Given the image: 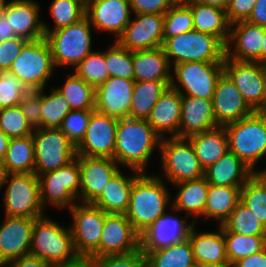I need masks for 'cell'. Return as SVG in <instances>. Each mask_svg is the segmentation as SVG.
<instances>
[{"instance_id": "6da1fadb", "label": "cell", "mask_w": 266, "mask_h": 267, "mask_svg": "<svg viewBox=\"0 0 266 267\" xmlns=\"http://www.w3.org/2000/svg\"><path fill=\"white\" fill-rule=\"evenodd\" d=\"M161 137L145 119H118L114 160L131 170L145 172V167L155 147H160Z\"/></svg>"}, {"instance_id": "7a4b0ae2", "label": "cell", "mask_w": 266, "mask_h": 267, "mask_svg": "<svg viewBox=\"0 0 266 267\" xmlns=\"http://www.w3.org/2000/svg\"><path fill=\"white\" fill-rule=\"evenodd\" d=\"M161 177L142 172L134 181L125 216L141 235L166 213L171 194Z\"/></svg>"}, {"instance_id": "3957f363", "label": "cell", "mask_w": 266, "mask_h": 267, "mask_svg": "<svg viewBox=\"0 0 266 267\" xmlns=\"http://www.w3.org/2000/svg\"><path fill=\"white\" fill-rule=\"evenodd\" d=\"M29 254L51 266L71 265L81 260L74 247L71 228L66 229L46 215L34 221Z\"/></svg>"}, {"instance_id": "277c9868", "label": "cell", "mask_w": 266, "mask_h": 267, "mask_svg": "<svg viewBox=\"0 0 266 267\" xmlns=\"http://www.w3.org/2000/svg\"><path fill=\"white\" fill-rule=\"evenodd\" d=\"M229 151L234 153L254 173L255 165L266 156V115L254 111L236 122L224 125Z\"/></svg>"}, {"instance_id": "5b68a950", "label": "cell", "mask_w": 266, "mask_h": 267, "mask_svg": "<svg viewBox=\"0 0 266 267\" xmlns=\"http://www.w3.org/2000/svg\"><path fill=\"white\" fill-rule=\"evenodd\" d=\"M162 47L172 66L187 62H224L226 56V46L217 37L195 30L166 39Z\"/></svg>"}, {"instance_id": "8992f818", "label": "cell", "mask_w": 266, "mask_h": 267, "mask_svg": "<svg viewBox=\"0 0 266 267\" xmlns=\"http://www.w3.org/2000/svg\"><path fill=\"white\" fill-rule=\"evenodd\" d=\"M87 16L78 22L55 31L47 32L45 38L51 48L55 67H76L92 53V25Z\"/></svg>"}, {"instance_id": "52a82bcc", "label": "cell", "mask_w": 266, "mask_h": 267, "mask_svg": "<svg viewBox=\"0 0 266 267\" xmlns=\"http://www.w3.org/2000/svg\"><path fill=\"white\" fill-rule=\"evenodd\" d=\"M54 67L51 48L46 38H42L28 41L9 71L19 77L29 91H39L45 88Z\"/></svg>"}, {"instance_id": "ba28073f", "label": "cell", "mask_w": 266, "mask_h": 267, "mask_svg": "<svg viewBox=\"0 0 266 267\" xmlns=\"http://www.w3.org/2000/svg\"><path fill=\"white\" fill-rule=\"evenodd\" d=\"M35 174L55 171L77 157L76 146L60 128H38L32 134Z\"/></svg>"}, {"instance_id": "9c48e42d", "label": "cell", "mask_w": 266, "mask_h": 267, "mask_svg": "<svg viewBox=\"0 0 266 267\" xmlns=\"http://www.w3.org/2000/svg\"><path fill=\"white\" fill-rule=\"evenodd\" d=\"M159 149L164 176L173 185L205 175V170L187 137L161 138Z\"/></svg>"}, {"instance_id": "30bf717a", "label": "cell", "mask_w": 266, "mask_h": 267, "mask_svg": "<svg viewBox=\"0 0 266 267\" xmlns=\"http://www.w3.org/2000/svg\"><path fill=\"white\" fill-rule=\"evenodd\" d=\"M69 211L73 219L70 228L77 254L81 259L99 258L100 239L107 213L87 203H76Z\"/></svg>"}, {"instance_id": "8fae6325", "label": "cell", "mask_w": 266, "mask_h": 267, "mask_svg": "<svg viewBox=\"0 0 266 267\" xmlns=\"http://www.w3.org/2000/svg\"><path fill=\"white\" fill-rule=\"evenodd\" d=\"M6 182L9 183L3 199L5 216L40 218L45 215L39 177L35 173L8 174Z\"/></svg>"}, {"instance_id": "7c38bea8", "label": "cell", "mask_w": 266, "mask_h": 267, "mask_svg": "<svg viewBox=\"0 0 266 267\" xmlns=\"http://www.w3.org/2000/svg\"><path fill=\"white\" fill-rule=\"evenodd\" d=\"M170 86L181 95L211 99L217 82L224 73V62H187L173 65ZM175 76V77H174ZM177 77V78H176ZM180 83L181 86L177 85Z\"/></svg>"}, {"instance_id": "4fadbf2b", "label": "cell", "mask_w": 266, "mask_h": 267, "mask_svg": "<svg viewBox=\"0 0 266 267\" xmlns=\"http://www.w3.org/2000/svg\"><path fill=\"white\" fill-rule=\"evenodd\" d=\"M40 201L45 205L52 204L57 208H72L80 194V168L78 156L66 166L55 171L39 175Z\"/></svg>"}, {"instance_id": "5bb4252c", "label": "cell", "mask_w": 266, "mask_h": 267, "mask_svg": "<svg viewBox=\"0 0 266 267\" xmlns=\"http://www.w3.org/2000/svg\"><path fill=\"white\" fill-rule=\"evenodd\" d=\"M224 73L238 88L253 111H260L266 95V65L224 58Z\"/></svg>"}, {"instance_id": "9a60e30c", "label": "cell", "mask_w": 266, "mask_h": 267, "mask_svg": "<svg viewBox=\"0 0 266 267\" xmlns=\"http://www.w3.org/2000/svg\"><path fill=\"white\" fill-rule=\"evenodd\" d=\"M117 124V118L92 111L85 135L76 146L77 156L114 159Z\"/></svg>"}, {"instance_id": "2e32d148", "label": "cell", "mask_w": 266, "mask_h": 267, "mask_svg": "<svg viewBox=\"0 0 266 267\" xmlns=\"http://www.w3.org/2000/svg\"><path fill=\"white\" fill-rule=\"evenodd\" d=\"M141 248V235L125 214H106L99 245V258L129 254Z\"/></svg>"}, {"instance_id": "e0dca14e", "label": "cell", "mask_w": 266, "mask_h": 267, "mask_svg": "<svg viewBox=\"0 0 266 267\" xmlns=\"http://www.w3.org/2000/svg\"><path fill=\"white\" fill-rule=\"evenodd\" d=\"M135 17L115 40L130 51L162 47L164 15L135 14Z\"/></svg>"}, {"instance_id": "ac0fdd59", "label": "cell", "mask_w": 266, "mask_h": 267, "mask_svg": "<svg viewBox=\"0 0 266 267\" xmlns=\"http://www.w3.org/2000/svg\"><path fill=\"white\" fill-rule=\"evenodd\" d=\"M78 163L81 176L79 199L82 203L92 204L120 170V165L109 157L78 156Z\"/></svg>"}, {"instance_id": "d6986e66", "label": "cell", "mask_w": 266, "mask_h": 267, "mask_svg": "<svg viewBox=\"0 0 266 267\" xmlns=\"http://www.w3.org/2000/svg\"><path fill=\"white\" fill-rule=\"evenodd\" d=\"M0 226V267L30 253L36 218L8 217Z\"/></svg>"}, {"instance_id": "ffe728a7", "label": "cell", "mask_w": 266, "mask_h": 267, "mask_svg": "<svg viewBox=\"0 0 266 267\" xmlns=\"http://www.w3.org/2000/svg\"><path fill=\"white\" fill-rule=\"evenodd\" d=\"M135 80L109 77L95 88V110L117 119L129 117Z\"/></svg>"}, {"instance_id": "44dd1931", "label": "cell", "mask_w": 266, "mask_h": 267, "mask_svg": "<svg viewBox=\"0 0 266 267\" xmlns=\"http://www.w3.org/2000/svg\"><path fill=\"white\" fill-rule=\"evenodd\" d=\"M212 106L216 123L219 126L236 122L254 112L225 73L221 75L217 82L212 98Z\"/></svg>"}, {"instance_id": "7402d4cb", "label": "cell", "mask_w": 266, "mask_h": 267, "mask_svg": "<svg viewBox=\"0 0 266 267\" xmlns=\"http://www.w3.org/2000/svg\"><path fill=\"white\" fill-rule=\"evenodd\" d=\"M264 34L265 27L254 25L248 21L231 24L230 35L226 44V57L236 61L261 63Z\"/></svg>"}, {"instance_id": "603a6c76", "label": "cell", "mask_w": 266, "mask_h": 267, "mask_svg": "<svg viewBox=\"0 0 266 267\" xmlns=\"http://www.w3.org/2000/svg\"><path fill=\"white\" fill-rule=\"evenodd\" d=\"M129 0H90L86 4V16L93 29L112 32L120 36L131 18Z\"/></svg>"}, {"instance_id": "cb8c5ba5", "label": "cell", "mask_w": 266, "mask_h": 267, "mask_svg": "<svg viewBox=\"0 0 266 267\" xmlns=\"http://www.w3.org/2000/svg\"><path fill=\"white\" fill-rule=\"evenodd\" d=\"M187 218H177L167 212L160 216L141 234V250H157L187 239L191 227L195 224L193 220L187 223Z\"/></svg>"}, {"instance_id": "d4e9b609", "label": "cell", "mask_w": 266, "mask_h": 267, "mask_svg": "<svg viewBox=\"0 0 266 267\" xmlns=\"http://www.w3.org/2000/svg\"><path fill=\"white\" fill-rule=\"evenodd\" d=\"M39 8L38 2L32 0H11L7 2L3 15L17 37L35 41L45 38Z\"/></svg>"}, {"instance_id": "484cf974", "label": "cell", "mask_w": 266, "mask_h": 267, "mask_svg": "<svg viewBox=\"0 0 266 267\" xmlns=\"http://www.w3.org/2000/svg\"><path fill=\"white\" fill-rule=\"evenodd\" d=\"M181 119L179 137H189L218 127L212 100L181 95Z\"/></svg>"}, {"instance_id": "4316f807", "label": "cell", "mask_w": 266, "mask_h": 267, "mask_svg": "<svg viewBox=\"0 0 266 267\" xmlns=\"http://www.w3.org/2000/svg\"><path fill=\"white\" fill-rule=\"evenodd\" d=\"M181 109V94L169 86L152 108L147 122L161 138L166 137V132L179 137Z\"/></svg>"}, {"instance_id": "83f0119b", "label": "cell", "mask_w": 266, "mask_h": 267, "mask_svg": "<svg viewBox=\"0 0 266 267\" xmlns=\"http://www.w3.org/2000/svg\"><path fill=\"white\" fill-rule=\"evenodd\" d=\"M253 174L234 153L228 151L205 169L204 176L209 185L243 187Z\"/></svg>"}, {"instance_id": "f1b7e54d", "label": "cell", "mask_w": 266, "mask_h": 267, "mask_svg": "<svg viewBox=\"0 0 266 267\" xmlns=\"http://www.w3.org/2000/svg\"><path fill=\"white\" fill-rule=\"evenodd\" d=\"M133 176L123 175L119 170L105 186L102 194L92 203L107 214H125L135 179L142 173L133 170Z\"/></svg>"}, {"instance_id": "f546056e", "label": "cell", "mask_w": 266, "mask_h": 267, "mask_svg": "<svg viewBox=\"0 0 266 267\" xmlns=\"http://www.w3.org/2000/svg\"><path fill=\"white\" fill-rule=\"evenodd\" d=\"M135 81L171 80L170 63L163 47L132 51Z\"/></svg>"}, {"instance_id": "4dcf8cb0", "label": "cell", "mask_w": 266, "mask_h": 267, "mask_svg": "<svg viewBox=\"0 0 266 267\" xmlns=\"http://www.w3.org/2000/svg\"><path fill=\"white\" fill-rule=\"evenodd\" d=\"M193 15L194 30L217 37L225 46L230 35V23L226 11L193 0H182Z\"/></svg>"}, {"instance_id": "1f68e13d", "label": "cell", "mask_w": 266, "mask_h": 267, "mask_svg": "<svg viewBox=\"0 0 266 267\" xmlns=\"http://www.w3.org/2000/svg\"><path fill=\"white\" fill-rule=\"evenodd\" d=\"M187 138L204 170L229 151L228 137L224 126L196 133Z\"/></svg>"}, {"instance_id": "d6a6232c", "label": "cell", "mask_w": 266, "mask_h": 267, "mask_svg": "<svg viewBox=\"0 0 266 267\" xmlns=\"http://www.w3.org/2000/svg\"><path fill=\"white\" fill-rule=\"evenodd\" d=\"M174 185L178 187L179 191L170 208L176 211H186L188 218L191 214L195 215L193 222L196 223L197 217L204 214L209 192V184L205 176L182 181Z\"/></svg>"}, {"instance_id": "836d02e7", "label": "cell", "mask_w": 266, "mask_h": 267, "mask_svg": "<svg viewBox=\"0 0 266 267\" xmlns=\"http://www.w3.org/2000/svg\"><path fill=\"white\" fill-rule=\"evenodd\" d=\"M189 240L193 248L196 263H224L227 261L223 227L218 232H196L195 224L189 231Z\"/></svg>"}, {"instance_id": "e575fe53", "label": "cell", "mask_w": 266, "mask_h": 267, "mask_svg": "<svg viewBox=\"0 0 266 267\" xmlns=\"http://www.w3.org/2000/svg\"><path fill=\"white\" fill-rule=\"evenodd\" d=\"M170 83L171 80L135 81L129 118L147 120L152 108Z\"/></svg>"}, {"instance_id": "d590c367", "label": "cell", "mask_w": 266, "mask_h": 267, "mask_svg": "<svg viewBox=\"0 0 266 267\" xmlns=\"http://www.w3.org/2000/svg\"><path fill=\"white\" fill-rule=\"evenodd\" d=\"M145 267H189L195 263L189 238L152 251H142Z\"/></svg>"}, {"instance_id": "8d00e7d4", "label": "cell", "mask_w": 266, "mask_h": 267, "mask_svg": "<svg viewBox=\"0 0 266 267\" xmlns=\"http://www.w3.org/2000/svg\"><path fill=\"white\" fill-rule=\"evenodd\" d=\"M241 188L209 185L203 216L214 218L219 226L223 225L240 201Z\"/></svg>"}, {"instance_id": "74e56055", "label": "cell", "mask_w": 266, "mask_h": 267, "mask_svg": "<svg viewBox=\"0 0 266 267\" xmlns=\"http://www.w3.org/2000/svg\"><path fill=\"white\" fill-rule=\"evenodd\" d=\"M3 162L9 174L35 173L32 135L11 138Z\"/></svg>"}, {"instance_id": "f35d334b", "label": "cell", "mask_w": 266, "mask_h": 267, "mask_svg": "<svg viewBox=\"0 0 266 267\" xmlns=\"http://www.w3.org/2000/svg\"><path fill=\"white\" fill-rule=\"evenodd\" d=\"M240 201L266 228V176L254 173L240 190Z\"/></svg>"}, {"instance_id": "ab89813d", "label": "cell", "mask_w": 266, "mask_h": 267, "mask_svg": "<svg viewBox=\"0 0 266 267\" xmlns=\"http://www.w3.org/2000/svg\"><path fill=\"white\" fill-rule=\"evenodd\" d=\"M56 89L64 95L71 110H95V88L75 73L70 74L64 85Z\"/></svg>"}, {"instance_id": "60d3db41", "label": "cell", "mask_w": 266, "mask_h": 267, "mask_svg": "<svg viewBox=\"0 0 266 267\" xmlns=\"http://www.w3.org/2000/svg\"><path fill=\"white\" fill-rule=\"evenodd\" d=\"M227 261L232 265L246 257L260 252L266 247V236H244L227 232L223 228Z\"/></svg>"}, {"instance_id": "b9f144b4", "label": "cell", "mask_w": 266, "mask_h": 267, "mask_svg": "<svg viewBox=\"0 0 266 267\" xmlns=\"http://www.w3.org/2000/svg\"><path fill=\"white\" fill-rule=\"evenodd\" d=\"M221 226L227 232L244 236H266V228L241 201L238 202L234 211Z\"/></svg>"}, {"instance_id": "7bdbcfd3", "label": "cell", "mask_w": 266, "mask_h": 267, "mask_svg": "<svg viewBox=\"0 0 266 267\" xmlns=\"http://www.w3.org/2000/svg\"><path fill=\"white\" fill-rule=\"evenodd\" d=\"M50 13L54 20V28L50 29L43 22L44 33L55 31L74 24L86 16V4L82 0H53Z\"/></svg>"}, {"instance_id": "ee69618b", "label": "cell", "mask_w": 266, "mask_h": 267, "mask_svg": "<svg viewBox=\"0 0 266 267\" xmlns=\"http://www.w3.org/2000/svg\"><path fill=\"white\" fill-rule=\"evenodd\" d=\"M49 95L42 89V128H60L63 120L71 111L70 104L64 95L52 87Z\"/></svg>"}, {"instance_id": "f6af8a7d", "label": "cell", "mask_w": 266, "mask_h": 267, "mask_svg": "<svg viewBox=\"0 0 266 267\" xmlns=\"http://www.w3.org/2000/svg\"><path fill=\"white\" fill-rule=\"evenodd\" d=\"M191 9L179 0L164 14L163 42L174 36L194 30Z\"/></svg>"}, {"instance_id": "bcb514c9", "label": "cell", "mask_w": 266, "mask_h": 267, "mask_svg": "<svg viewBox=\"0 0 266 267\" xmlns=\"http://www.w3.org/2000/svg\"><path fill=\"white\" fill-rule=\"evenodd\" d=\"M75 73L94 88L104 83L109 77L105 63V51H93L88 54L75 68Z\"/></svg>"}, {"instance_id": "7dc6e473", "label": "cell", "mask_w": 266, "mask_h": 267, "mask_svg": "<svg viewBox=\"0 0 266 267\" xmlns=\"http://www.w3.org/2000/svg\"><path fill=\"white\" fill-rule=\"evenodd\" d=\"M114 41V44L105 51V63L110 77L134 80L132 51L121 46L116 40Z\"/></svg>"}, {"instance_id": "c3c4849f", "label": "cell", "mask_w": 266, "mask_h": 267, "mask_svg": "<svg viewBox=\"0 0 266 267\" xmlns=\"http://www.w3.org/2000/svg\"><path fill=\"white\" fill-rule=\"evenodd\" d=\"M0 129L10 138L25 137L34 132L19 106L0 109Z\"/></svg>"}, {"instance_id": "681fc988", "label": "cell", "mask_w": 266, "mask_h": 267, "mask_svg": "<svg viewBox=\"0 0 266 267\" xmlns=\"http://www.w3.org/2000/svg\"><path fill=\"white\" fill-rule=\"evenodd\" d=\"M28 92L19 77L10 71L0 72V109L19 106L21 99Z\"/></svg>"}, {"instance_id": "f907efd6", "label": "cell", "mask_w": 266, "mask_h": 267, "mask_svg": "<svg viewBox=\"0 0 266 267\" xmlns=\"http://www.w3.org/2000/svg\"><path fill=\"white\" fill-rule=\"evenodd\" d=\"M94 110H71L62 122L61 131L77 146L83 139L91 112Z\"/></svg>"}, {"instance_id": "816d5d0a", "label": "cell", "mask_w": 266, "mask_h": 267, "mask_svg": "<svg viewBox=\"0 0 266 267\" xmlns=\"http://www.w3.org/2000/svg\"><path fill=\"white\" fill-rule=\"evenodd\" d=\"M89 260L93 267H145V256L141 248L129 254L108 255Z\"/></svg>"}, {"instance_id": "f5cc1de1", "label": "cell", "mask_w": 266, "mask_h": 267, "mask_svg": "<svg viewBox=\"0 0 266 267\" xmlns=\"http://www.w3.org/2000/svg\"><path fill=\"white\" fill-rule=\"evenodd\" d=\"M19 107L33 129L42 128V89L29 91L25 94L19 103Z\"/></svg>"}, {"instance_id": "db71d44e", "label": "cell", "mask_w": 266, "mask_h": 267, "mask_svg": "<svg viewBox=\"0 0 266 267\" xmlns=\"http://www.w3.org/2000/svg\"><path fill=\"white\" fill-rule=\"evenodd\" d=\"M27 42L26 39L20 37L0 42V72L10 70L13 61Z\"/></svg>"}, {"instance_id": "11a10c76", "label": "cell", "mask_w": 266, "mask_h": 267, "mask_svg": "<svg viewBox=\"0 0 266 267\" xmlns=\"http://www.w3.org/2000/svg\"><path fill=\"white\" fill-rule=\"evenodd\" d=\"M179 0H129L134 14H165Z\"/></svg>"}, {"instance_id": "9f6ffc18", "label": "cell", "mask_w": 266, "mask_h": 267, "mask_svg": "<svg viewBox=\"0 0 266 267\" xmlns=\"http://www.w3.org/2000/svg\"><path fill=\"white\" fill-rule=\"evenodd\" d=\"M257 0H229L226 8V16L230 24L246 21L256 4Z\"/></svg>"}, {"instance_id": "6f0895ef", "label": "cell", "mask_w": 266, "mask_h": 267, "mask_svg": "<svg viewBox=\"0 0 266 267\" xmlns=\"http://www.w3.org/2000/svg\"><path fill=\"white\" fill-rule=\"evenodd\" d=\"M233 267H266V247L258 253L236 261Z\"/></svg>"}, {"instance_id": "680465c9", "label": "cell", "mask_w": 266, "mask_h": 267, "mask_svg": "<svg viewBox=\"0 0 266 267\" xmlns=\"http://www.w3.org/2000/svg\"><path fill=\"white\" fill-rule=\"evenodd\" d=\"M50 266L51 265L46 261L30 254L15 259L5 265V267H50Z\"/></svg>"}, {"instance_id": "91938a15", "label": "cell", "mask_w": 266, "mask_h": 267, "mask_svg": "<svg viewBox=\"0 0 266 267\" xmlns=\"http://www.w3.org/2000/svg\"><path fill=\"white\" fill-rule=\"evenodd\" d=\"M249 23L266 28V0H257L250 17Z\"/></svg>"}, {"instance_id": "94428289", "label": "cell", "mask_w": 266, "mask_h": 267, "mask_svg": "<svg viewBox=\"0 0 266 267\" xmlns=\"http://www.w3.org/2000/svg\"><path fill=\"white\" fill-rule=\"evenodd\" d=\"M17 37L4 15L0 17V42Z\"/></svg>"}, {"instance_id": "6125c7cd", "label": "cell", "mask_w": 266, "mask_h": 267, "mask_svg": "<svg viewBox=\"0 0 266 267\" xmlns=\"http://www.w3.org/2000/svg\"><path fill=\"white\" fill-rule=\"evenodd\" d=\"M10 137H8L1 129H0V160H3L5 158Z\"/></svg>"}, {"instance_id": "be15d7a7", "label": "cell", "mask_w": 266, "mask_h": 267, "mask_svg": "<svg viewBox=\"0 0 266 267\" xmlns=\"http://www.w3.org/2000/svg\"><path fill=\"white\" fill-rule=\"evenodd\" d=\"M195 2L226 10L229 0H193Z\"/></svg>"}, {"instance_id": "e7e4bbea", "label": "cell", "mask_w": 266, "mask_h": 267, "mask_svg": "<svg viewBox=\"0 0 266 267\" xmlns=\"http://www.w3.org/2000/svg\"><path fill=\"white\" fill-rule=\"evenodd\" d=\"M8 171L6 166L4 165L3 160H0V188L6 183L8 177Z\"/></svg>"}, {"instance_id": "03108f58", "label": "cell", "mask_w": 266, "mask_h": 267, "mask_svg": "<svg viewBox=\"0 0 266 267\" xmlns=\"http://www.w3.org/2000/svg\"><path fill=\"white\" fill-rule=\"evenodd\" d=\"M61 267H93V265L89 259H81L80 261H78L75 264L64 265Z\"/></svg>"}, {"instance_id": "003e7915", "label": "cell", "mask_w": 266, "mask_h": 267, "mask_svg": "<svg viewBox=\"0 0 266 267\" xmlns=\"http://www.w3.org/2000/svg\"><path fill=\"white\" fill-rule=\"evenodd\" d=\"M261 64L266 65V28H265L264 38L262 41Z\"/></svg>"}, {"instance_id": "a7ac6f4b", "label": "cell", "mask_w": 266, "mask_h": 267, "mask_svg": "<svg viewBox=\"0 0 266 267\" xmlns=\"http://www.w3.org/2000/svg\"><path fill=\"white\" fill-rule=\"evenodd\" d=\"M200 267H233V265L229 262L214 264V263H204L200 264Z\"/></svg>"}, {"instance_id": "89a4df30", "label": "cell", "mask_w": 266, "mask_h": 267, "mask_svg": "<svg viewBox=\"0 0 266 267\" xmlns=\"http://www.w3.org/2000/svg\"><path fill=\"white\" fill-rule=\"evenodd\" d=\"M7 2L5 0H0V17L4 14V9Z\"/></svg>"}, {"instance_id": "2644e50d", "label": "cell", "mask_w": 266, "mask_h": 267, "mask_svg": "<svg viewBox=\"0 0 266 267\" xmlns=\"http://www.w3.org/2000/svg\"><path fill=\"white\" fill-rule=\"evenodd\" d=\"M259 112L264 113L266 115V95H265L264 105H263L262 109Z\"/></svg>"}, {"instance_id": "8c879c8a", "label": "cell", "mask_w": 266, "mask_h": 267, "mask_svg": "<svg viewBox=\"0 0 266 267\" xmlns=\"http://www.w3.org/2000/svg\"><path fill=\"white\" fill-rule=\"evenodd\" d=\"M189 267H200V264L195 262L194 264H192V265L189 266Z\"/></svg>"}, {"instance_id": "753ad0ef", "label": "cell", "mask_w": 266, "mask_h": 267, "mask_svg": "<svg viewBox=\"0 0 266 267\" xmlns=\"http://www.w3.org/2000/svg\"><path fill=\"white\" fill-rule=\"evenodd\" d=\"M259 173H264L265 176H266V169H265V170H261V171H259Z\"/></svg>"}, {"instance_id": "34e18365", "label": "cell", "mask_w": 266, "mask_h": 267, "mask_svg": "<svg viewBox=\"0 0 266 267\" xmlns=\"http://www.w3.org/2000/svg\"><path fill=\"white\" fill-rule=\"evenodd\" d=\"M85 4H87L90 0H82Z\"/></svg>"}]
</instances>
